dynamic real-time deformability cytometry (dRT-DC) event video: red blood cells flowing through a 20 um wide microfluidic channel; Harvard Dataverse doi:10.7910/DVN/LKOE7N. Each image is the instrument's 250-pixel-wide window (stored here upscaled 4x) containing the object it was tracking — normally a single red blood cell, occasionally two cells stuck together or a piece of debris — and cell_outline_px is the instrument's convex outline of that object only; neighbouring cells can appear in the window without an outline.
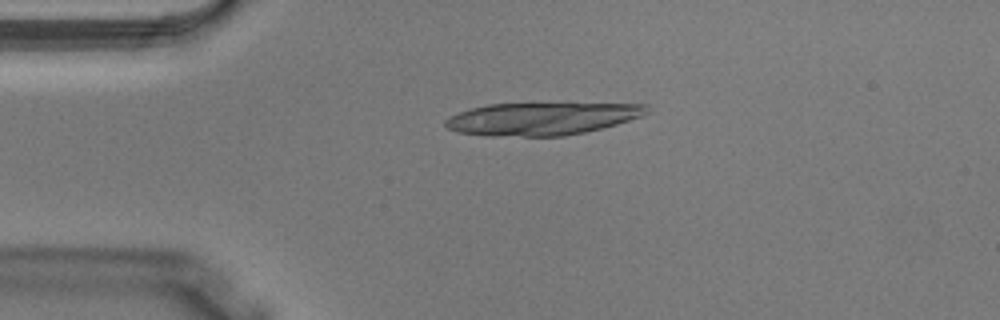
{"species": "Egyptian fruit bat (a non-hibernating species)", "species_latin": "Rousettus aegyptiacus", "temperature_condition": "warm", "stored_images_in_passage": 2, "camera_frame_rate_fps": 3000, "um_per_image_px": 0.085, "animal": {"sex": "male"}, "frame": {"image": 1, "passage_image": 1, "time_ms": 0.0, "image_size_px": [1000, 320], "cell_outline_px": [[648, 112], [640, 116], [616, 124], [584, 132], [564, 136], [484, 136], [460, 132], [448, 128], [444, 124], [444, 120], [460, 112], [472, 108], [488, 104], [648, 104]], "centroid_in_image_um": [46.01, 10.1], "position_along_channel_um": 39.0, "area_um2": 37.69}}